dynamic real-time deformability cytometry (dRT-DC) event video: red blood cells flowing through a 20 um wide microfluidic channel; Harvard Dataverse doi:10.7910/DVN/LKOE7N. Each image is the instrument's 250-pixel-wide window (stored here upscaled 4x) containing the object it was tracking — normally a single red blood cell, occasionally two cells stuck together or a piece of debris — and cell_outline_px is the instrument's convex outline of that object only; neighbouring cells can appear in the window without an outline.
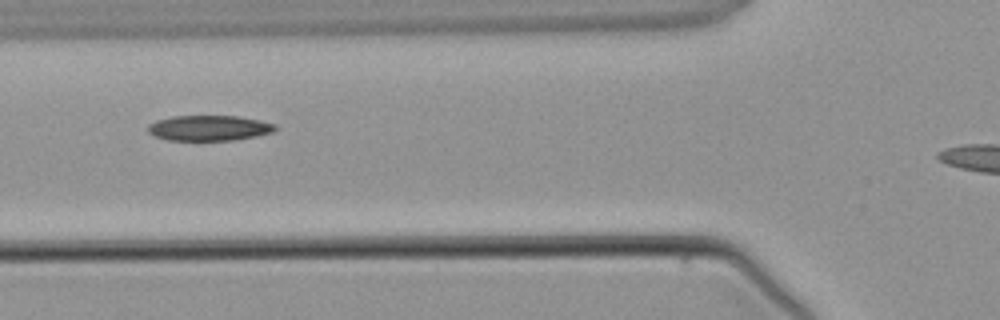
{"species": "common noctule bat (a hibernating species)", "species_latin": "Nyctalus noctula", "temperature_condition": "warm", "stored_images_in_passage": 5, "camera_frame_rate_fps": 3000, "um_per_image_px": 0.085, "animal": {"sex": "male", "body_mass_g": 21.5, "forearm_length_mm": 52.0}, "frame": {"image": 1, "passage_image": 5, "time_ms": 4.667, "image_size_px": [1000, 320], "cell_outline_px": [[276, 128], [272, 132], [256, 136], [232, 140], [168, 140], [156, 136], [148, 132], [148, 124], [156, 120], [172, 116], [240, 116], [260, 120], [276, 124]], "centroid_in_image_um": [17.77, 10.87], "position_along_channel_um": 108.0, "area_um2": 18.79}}